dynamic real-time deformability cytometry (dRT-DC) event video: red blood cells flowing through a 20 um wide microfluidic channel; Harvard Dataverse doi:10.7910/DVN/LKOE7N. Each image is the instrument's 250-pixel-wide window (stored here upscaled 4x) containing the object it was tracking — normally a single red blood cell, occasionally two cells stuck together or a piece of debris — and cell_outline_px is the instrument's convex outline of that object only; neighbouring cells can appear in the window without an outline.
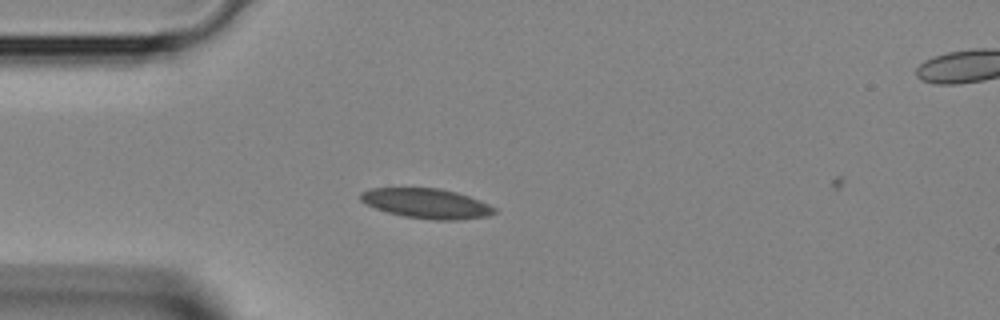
{"species": "Egyptian fruit bat (a non-hibernating species)", "species_latin": "Rousettus aegyptiacus", "temperature_condition": "room temperature", "stored_images_in_passage": 2, "camera_frame_rate_fps": 3000, "um_per_image_px": 0.085, "animal": {"sex": "female"}, "frame": {"image": 1, "passage_image": 1, "time_ms": 0.0, "image_size_px": [1000, 320], "cell_outline_px": [[496, 212], [488, 216], [456, 220], [432, 220], [404, 216], [388, 212], [364, 204], [360, 200], [360, 192], [372, 188], [440, 188], [456, 192], [480, 200], [496, 208]], "centroid_in_image_um": [36.25, 17.29], "position_along_channel_um": 48.8, "area_um2": 23.29}}